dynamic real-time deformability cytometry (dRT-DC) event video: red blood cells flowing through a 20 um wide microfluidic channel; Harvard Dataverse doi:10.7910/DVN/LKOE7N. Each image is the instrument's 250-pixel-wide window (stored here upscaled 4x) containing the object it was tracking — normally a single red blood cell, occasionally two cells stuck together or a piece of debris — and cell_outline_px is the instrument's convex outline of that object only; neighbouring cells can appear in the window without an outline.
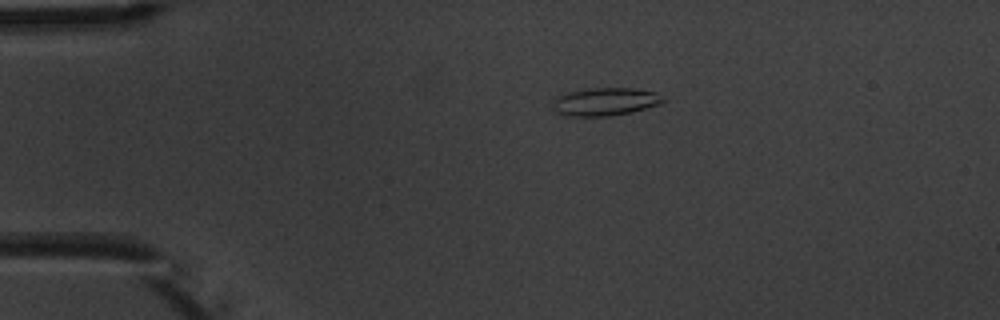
{"species": "common noctule bat (a hibernating species)", "species_latin": "Nyctalus noctula", "temperature_condition": "warm", "stored_images_in_passage": 4, "camera_frame_rate_fps": 3000, "um_per_image_px": 0.085, "animal": {"sex": "male", "body_mass_g": 20.1, "forearm_length_mm": 53.5}, "frame": {"image": 1, "passage_image": 2, "time_ms": 1.333, "image_size_px": [1000, 320], "cell_outline_px": [[668, 100], [660, 104], [632, 112], [608, 116], [568, 116], [556, 112], [552, 104], [552, 100], [556, 96], [568, 92], [588, 88], [636, 88], [656, 92]], "centroid_in_image_um": [51.45, 8.63], "position_along_channel_um": 33.5, "area_um2": 18.21}}
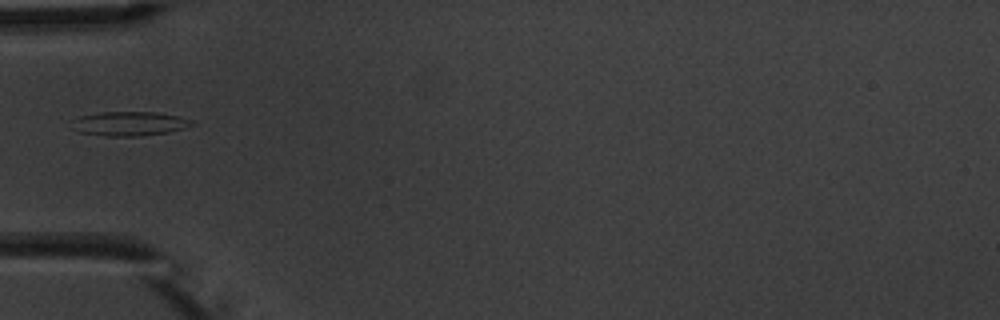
{"frame": {"image": 2, "passage_image": 4, "time_ms": 3.667, "image_size_px": [1000, 320], "cell_outline_px": [[196, 124], [184, 128], [168, 132], [140, 136], [104, 136], [80, 132], [72, 120], [80, 116], [104, 112], [156, 112], [176, 116], [192, 120]], "centroid_in_image_um": [11.06, 10.51], "position_along_channel_um": 73.9, "area_um2": 16.65}}